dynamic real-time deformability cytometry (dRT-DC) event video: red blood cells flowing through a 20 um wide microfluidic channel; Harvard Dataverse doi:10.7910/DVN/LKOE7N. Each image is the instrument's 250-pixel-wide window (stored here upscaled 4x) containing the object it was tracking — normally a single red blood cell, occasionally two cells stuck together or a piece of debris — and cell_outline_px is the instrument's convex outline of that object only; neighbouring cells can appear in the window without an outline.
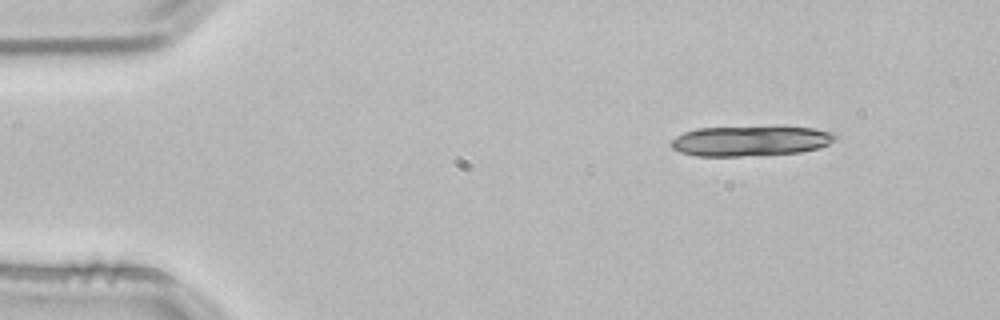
{"species": "common noctule bat (a hibernating species)", "species_latin": "Nyctalus noctula", "temperature_condition": "room temperature", "stored_images_in_passage": 4, "segment_of_instrument_passage": [2, 2], "camera_frame_rate_fps": 3000, "um_per_image_px": 0.085, "animal": {"sex": "male", "body_mass_g": 21.5, "forearm_length_mm": 52.0}, "frame": {"image": 1, "passage_image": 4, "time_ms": 1.0, "image_size_px": [1000, 320], "cell_outline_px": [[840, 136], [828, 144], [820, 148], [800, 152], [740, 156], [696, 156], [680, 152], [672, 148], [672, 140], [676, 136], [684, 132], [696, 128], [812, 128], [832, 132]], "centroid_in_image_um": [63.78, 12.0], "position_along_channel_um": 21.2, "area_um2": 28.26}}